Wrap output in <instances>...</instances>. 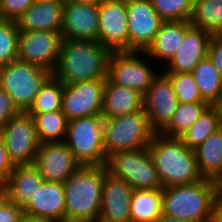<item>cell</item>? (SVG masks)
<instances>
[{
    "instance_id": "obj_1",
    "label": "cell",
    "mask_w": 222,
    "mask_h": 222,
    "mask_svg": "<svg viewBox=\"0 0 222 222\" xmlns=\"http://www.w3.org/2000/svg\"><path fill=\"white\" fill-rule=\"evenodd\" d=\"M110 54L98 41L63 39L53 76L63 84L106 79Z\"/></svg>"
},
{
    "instance_id": "obj_2",
    "label": "cell",
    "mask_w": 222,
    "mask_h": 222,
    "mask_svg": "<svg viewBox=\"0 0 222 222\" xmlns=\"http://www.w3.org/2000/svg\"><path fill=\"white\" fill-rule=\"evenodd\" d=\"M163 188L191 184L204 179L199 172L195 151L179 138L157 133L148 146Z\"/></svg>"
},
{
    "instance_id": "obj_3",
    "label": "cell",
    "mask_w": 222,
    "mask_h": 222,
    "mask_svg": "<svg viewBox=\"0 0 222 222\" xmlns=\"http://www.w3.org/2000/svg\"><path fill=\"white\" fill-rule=\"evenodd\" d=\"M104 166H81L63 184L65 222H97L100 215Z\"/></svg>"
},
{
    "instance_id": "obj_4",
    "label": "cell",
    "mask_w": 222,
    "mask_h": 222,
    "mask_svg": "<svg viewBox=\"0 0 222 222\" xmlns=\"http://www.w3.org/2000/svg\"><path fill=\"white\" fill-rule=\"evenodd\" d=\"M217 194V181L207 178L187 185L163 188V214L186 222H211Z\"/></svg>"
},
{
    "instance_id": "obj_5",
    "label": "cell",
    "mask_w": 222,
    "mask_h": 222,
    "mask_svg": "<svg viewBox=\"0 0 222 222\" xmlns=\"http://www.w3.org/2000/svg\"><path fill=\"white\" fill-rule=\"evenodd\" d=\"M156 134L144 108L130 114L104 119L106 157L120 151L146 148Z\"/></svg>"
},
{
    "instance_id": "obj_6",
    "label": "cell",
    "mask_w": 222,
    "mask_h": 222,
    "mask_svg": "<svg viewBox=\"0 0 222 222\" xmlns=\"http://www.w3.org/2000/svg\"><path fill=\"white\" fill-rule=\"evenodd\" d=\"M102 115L75 118L67 123L64 143L82 166H104L107 163Z\"/></svg>"
},
{
    "instance_id": "obj_7",
    "label": "cell",
    "mask_w": 222,
    "mask_h": 222,
    "mask_svg": "<svg viewBox=\"0 0 222 222\" xmlns=\"http://www.w3.org/2000/svg\"><path fill=\"white\" fill-rule=\"evenodd\" d=\"M53 73L40 66L15 60L0 68V87L20 112H26Z\"/></svg>"
},
{
    "instance_id": "obj_8",
    "label": "cell",
    "mask_w": 222,
    "mask_h": 222,
    "mask_svg": "<svg viewBox=\"0 0 222 222\" xmlns=\"http://www.w3.org/2000/svg\"><path fill=\"white\" fill-rule=\"evenodd\" d=\"M106 168L134 190L163 189L148 147L116 152L108 157Z\"/></svg>"
},
{
    "instance_id": "obj_9",
    "label": "cell",
    "mask_w": 222,
    "mask_h": 222,
    "mask_svg": "<svg viewBox=\"0 0 222 222\" xmlns=\"http://www.w3.org/2000/svg\"><path fill=\"white\" fill-rule=\"evenodd\" d=\"M141 56H145L144 51L111 52L108 60L107 79L144 96L152 81L157 77V73Z\"/></svg>"
},
{
    "instance_id": "obj_10",
    "label": "cell",
    "mask_w": 222,
    "mask_h": 222,
    "mask_svg": "<svg viewBox=\"0 0 222 222\" xmlns=\"http://www.w3.org/2000/svg\"><path fill=\"white\" fill-rule=\"evenodd\" d=\"M0 131L8 158L14 166L34 164L40 142L33 116L20 112Z\"/></svg>"
},
{
    "instance_id": "obj_11",
    "label": "cell",
    "mask_w": 222,
    "mask_h": 222,
    "mask_svg": "<svg viewBox=\"0 0 222 222\" xmlns=\"http://www.w3.org/2000/svg\"><path fill=\"white\" fill-rule=\"evenodd\" d=\"M61 32L19 31L17 60L54 71L62 43Z\"/></svg>"
},
{
    "instance_id": "obj_12",
    "label": "cell",
    "mask_w": 222,
    "mask_h": 222,
    "mask_svg": "<svg viewBox=\"0 0 222 222\" xmlns=\"http://www.w3.org/2000/svg\"><path fill=\"white\" fill-rule=\"evenodd\" d=\"M97 41L111 52L129 51L126 0H103L98 4Z\"/></svg>"
},
{
    "instance_id": "obj_13",
    "label": "cell",
    "mask_w": 222,
    "mask_h": 222,
    "mask_svg": "<svg viewBox=\"0 0 222 222\" xmlns=\"http://www.w3.org/2000/svg\"><path fill=\"white\" fill-rule=\"evenodd\" d=\"M105 79L63 84L62 112L67 120L102 114Z\"/></svg>"
},
{
    "instance_id": "obj_14",
    "label": "cell",
    "mask_w": 222,
    "mask_h": 222,
    "mask_svg": "<svg viewBox=\"0 0 222 222\" xmlns=\"http://www.w3.org/2000/svg\"><path fill=\"white\" fill-rule=\"evenodd\" d=\"M129 51H145L163 22L150 0H126Z\"/></svg>"
},
{
    "instance_id": "obj_15",
    "label": "cell",
    "mask_w": 222,
    "mask_h": 222,
    "mask_svg": "<svg viewBox=\"0 0 222 222\" xmlns=\"http://www.w3.org/2000/svg\"><path fill=\"white\" fill-rule=\"evenodd\" d=\"M178 105L170 79L164 73H158L143 96V108L156 133H160L169 124Z\"/></svg>"
},
{
    "instance_id": "obj_16",
    "label": "cell",
    "mask_w": 222,
    "mask_h": 222,
    "mask_svg": "<svg viewBox=\"0 0 222 222\" xmlns=\"http://www.w3.org/2000/svg\"><path fill=\"white\" fill-rule=\"evenodd\" d=\"M34 165L44 181L62 184L82 166L64 142L40 144Z\"/></svg>"
},
{
    "instance_id": "obj_17",
    "label": "cell",
    "mask_w": 222,
    "mask_h": 222,
    "mask_svg": "<svg viewBox=\"0 0 222 222\" xmlns=\"http://www.w3.org/2000/svg\"><path fill=\"white\" fill-rule=\"evenodd\" d=\"M98 27V4L64 1L61 29L63 39L97 41Z\"/></svg>"
},
{
    "instance_id": "obj_18",
    "label": "cell",
    "mask_w": 222,
    "mask_h": 222,
    "mask_svg": "<svg viewBox=\"0 0 222 222\" xmlns=\"http://www.w3.org/2000/svg\"><path fill=\"white\" fill-rule=\"evenodd\" d=\"M133 188L123 179L108 172L102 185L99 222H131L130 204Z\"/></svg>"
},
{
    "instance_id": "obj_19",
    "label": "cell",
    "mask_w": 222,
    "mask_h": 222,
    "mask_svg": "<svg viewBox=\"0 0 222 222\" xmlns=\"http://www.w3.org/2000/svg\"><path fill=\"white\" fill-rule=\"evenodd\" d=\"M23 211L24 216L40 221L65 222L64 184L43 181Z\"/></svg>"
},
{
    "instance_id": "obj_20",
    "label": "cell",
    "mask_w": 222,
    "mask_h": 222,
    "mask_svg": "<svg viewBox=\"0 0 222 222\" xmlns=\"http://www.w3.org/2000/svg\"><path fill=\"white\" fill-rule=\"evenodd\" d=\"M212 33L191 26L185 34L181 46L169 61L165 72L191 73L195 66L208 55Z\"/></svg>"
},
{
    "instance_id": "obj_21",
    "label": "cell",
    "mask_w": 222,
    "mask_h": 222,
    "mask_svg": "<svg viewBox=\"0 0 222 222\" xmlns=\"http://www.w3.org/2000/svg\"><path fill=\"white\" fill-rule=\"evenodd\" d=\"M44 179L34 164L15 165L9 178L0 186L6 198L22 209L32 200Z\"/></svg>"
},
{
    "instance_id": "obj_22",
    "label": "cell",
    "mask_w": 222,
    "mask_h": 222,
    "mask_svg": "<svg viewBox=\"0 0 222 222\" xmlns=\"http://www.w3.org/2000/svg\"><path fill=\"white\" fill-rule=\"evenodd\" d=\"M64 1L34 2L17 20L19 31L61 32Z\"/></svg>"
},
{
    "instance_id": "obj_23",
    "label": "cell",
    "mask_w": 222,
    "mask_h": 222,
    "mask_svg": "<svg viewBox=\"0 0 222 222\" xmlns=\"http://www.w3.org/2000/svg\"><path fill=\"white\" fill-rule=\"evenodd\" d=\"M190 21H163L153 42L144 51L145 57L162 60L164 64L175 56L182 44L186 31L191 27ZM166 61V62H165Z\"/></svg>"
},
{
    "instance_id": "obj_24",
    "label": "cell",
    "mask_w": 222,
    "mask_h": 222,
    "mask_svg": "<svg viewBox=\"0 0 222 222\" xmlns=\"http://www.w3.org/2000/svg\"><path fill=\"white\" fill-rule=\"evenodd\" d=\"M143 109V95L105 79L102 101L104 119L119 117Z\"/></svg>"
},
{
    "instance_id": "obj_25",
    "label": "cell",
    "mask_w": 222,
    "mask_h": 222,
    "mask_svg": "<svg viewBox=\"0 0 222 222\" xmlns=\"http://www.w3.org/2000/svg\"><path fill=\"white\" fill-rule=\"evenodd\" d=\"M194 151L202 177L218 181L222 177V128L207 137Z\"/></svg>"
},
{
    "instance_id": "obj_26",
    "label": "cell",
    "mask_w": 222,
    "mask_h": 222,
    "mask_svg": "<svg viewBox=\"0 0 222 222\" xmlns=\"http://www.w3.org/2000/svg\"><path fill=\"white\" fill-rule=\"evenodd\" d=\"M202 99L210 106L222 104V76L207 56L191 72Z\"/></svg>"
},
{
    "instance_id": "obj_27",
    "label": "cell",
    "mask_w": 222,
    "mask_h": 222,
    "mask_svg": "<svg viewBox=\"0 0 222 222\" xmlns=\"http://www.w3.org/2000/svg\"><path fill=\"white\" fill-rule=\"evenodd\" d=\"M163 189L133 190L131 222H154L162 213Z\"/></svg>"
},
{
    "instance_id": "obj_28",
    "label": "cell",
    "mask_w": 222,
    "mask_h": 222,
    "mask_svg": "<svg viewBox=\"0 0 222 222\" xmlns=\"http://www.w3.org/2000/svg\"><path fill=\"white\" fill-rule=\"evenodd\" d=\"M222 128V109L220 106H209L198 120L187 129L179 139L189 149H196L211 134Z\"/></svg>"
},
{
    "instance_id": "obj_29",
    "label": "cell",
    "mask_w": 222,
    "mask_h": 222,
    "mask_svg": "<svg viewBox=\"0 0 222 222\" xmlns=\"http://www.w3.org/2000/svg\"><path fill=\"white\" fill-rule=\"evenodd\" d=\"M29 115L33 116L35 120L40 144L64 142L68 120L62 110Z\"/></svg>"
},
{
    "instance_id": "obj_30",
    "label": "cell",
    "mask_w": 222,
    "mask_h": 222,
    "mask_svg": "<svg viewBox=\"0 0 222 222\" xmlns=\"http://www.w3.org/2000/svg\"><path fill=\"white\" fill-rule=\"evenodd\" d=\"M190 24L210 33H222V0H195Z\"/></svg>"
},
{
    "instance_id": "obj_31",
    "label": "cell",
    "mask_w": 222,
    "mask_h": 222,
    "mask_svg": "<svg viewBox=\"0 0 222 222\" xmlns=\"http://www.w3.org/2000/svg\"><path fill=\"white\" fill-rule=\"evenodd\" d=\"M209 106L207 102L179 103L172 120L160 134L170 138H179Z\"/></svg>"
},
{
    "instance_id": "obj_32",
    "label": "cell",
    "mask_w": 222,
    "mask_h": 222,
    "mask_svg": "<svg viewBox=\"0 0 222 222\" xmlns=\"http://www.w3.org/2000/svg\"><path fill=\"white\" fill-rule=\"evenodd\" d=\"M63 83L55 76H51L34 98L28 114H42L62 110Z\"/></svg>"
},
{
    "instance_id": "obj_33",
    "label": "cell",
    "mask_w": 222,
    "mask_h": 222,
    "mask_svg": "<svg viewBox=\"0 0 222 222\" xmlns=\"http://www.w3.org/2000/svg\"><path fill=\"white\" fill-rule=\"evenodd\" d=\"M18 35L16 21L0 19V68L17 60Z\"/></svg>"
},
{
    "instance_id": "obj_34",
    "label": "cell",
    "mask_w": 222,
    "mask_h": 222,
    "mask_svg": "<svg viewBox=\"0 0 222 222\" xmlns=\"http://www.w3.org/2000/svg\"><path fill=\"white\" fill-rule=\"evenodd\" d=\"M163 21H190L195 0H150Z\"/></svg>"
},
{
    "instance_id": "obj_35",
    "label": "cell",
    "mask_w": 222,
    "mask_h": 222,
    "mask_svg": "<svg viewBox=\"0 0 222 222\" xmlns=\"http://www.w3.org/2000/svg\"><path fill=\"white\" fill-rule=\"evenodd\" d=\"M171 81L179 103L205 102L198 90L192 73L163 72Z\"/></svg>"
},
{
    "instance_id": "obj_36",
    "label": "cell",
    "mask_w": 222,
    "mask_h": 222,
    "mask_svg": "<svg viewBox=\"0 0 222 222\" xmlns=\"http://www.w3.org/2000/svg\"><path fill=\"white\" fill-rule=\"evenodd\" d=\"M34 2V0H1L0 19L16 21Z\"/></svg>"
},
{
    "instance_id": "obj_37",
    "label": "cell",
    "mask_w": 222,
    "mask_h": 222,
    "mask_svg": "<svg viewBox=\"0 0 222 222\" xmlns=\"http://www.w3.org/2000/svg\"><path fill=\"white\" fill-rule=\"evenodd\" d=\"M23 217V209L10 202L0 191V222H20Z\"/></svg>"
},
{
    "instance_id": "obj_38",
    "label": "cell",
    "mask_w": 222,
    "mask_h": 222,
    "mask_svg": "<svg viewBox=\"0 0 222 222\" xmlns=\"http://www.w3.org/2000/svg\"><path fill=\"white\" fill-rule=\"evenodd\" d=\"M19 113L20 111L14 105L11 96L0 87V130Z\"/></svg>"
},
{
    "instance_id": "obj_39",
    "label": "cell",
    "mask_w": 222,
    "mask_h": 222,
    "mask_svg": "<svg viewBox=\"0 0 222 222\" xmlns=\"http://www.w3.org/2000/svg\"><path fill=\"white\" fill-rule=\"evenodd\" d=\"M207 56L222 76V33H212Z\"/></svg>"
},
{
    "instance_id": "obj_40",
    "label": "cell",
    "mask_w": 222,
    "mask_h": 222,
    "mask_svg": "<svg viewBox=\"0 0 222 222\" xmlns=\"http://www.w3.org/2000/svg\"><path fill=\"white\" fill-rule=\"evenodd\" d=\"M13 169L14 165L8 158L0 131V186L9 178Z\"/></svg>"
},
{
    "instance_id": "obj_41",
    "label": "cell",
    "mask_w": 222,
    "mask_h": 222,
    "mask_svg": "<svg viewBox=\"0 0 222 222\" xmlns=\"http://www.w3.org/2000/svg\"><path fill=\"white\" fill-rule=\"evenodd\" d=\"M211 222H222V197L219 194L213 204Z\"/></svg>"
},
{
    "instance_id": "obj_42",
    "label": "cell",
    "mask_w": 222,
    "mask_h": 222,
    "mask_svg": "<svg viewBox=\"0 0 222 222\" xmlns=\"http://www.w3.org/2000/svg\"><path fill=\"white\" fill-rule=\"evenodd\" d=\"M154 222H186V221L162 213Z\"/></svg>"
},
{
    "instance_id": "obj_43",
    "label": "cell",
    "mask_w": 222,
    "mask_h": 222,
    "mask_svg": "<svg viewBox=\"0 0 222 222\" xmlns=\"http://www.w3.org/2000/svg\"><path fill=\"white\" fill-rule=\"evenodd\" d=\"M76 3L99 4L103 0H68Z\"/></svg>"
},
{
    "instance_id": "obj_44",
    "label": "cell",
    "mask_w": 222,
    "mask_h": 222,
    "mask_svg": "<svg viewBox=\"0 0 222 222\" xmlns=\"http://www.w3.org/2000/svg\"><path fill=\"white\" fill-rule=\"evenodd\" d=\"M20 222H44V221H40L34 218H29V217L24 216Z\"/></svg>"
},
{
    "instance_id": "obj_45",
    "label": "cell",
    "mask_w": 222,
    "mask_h": 222,
    "mask_svg": "<svg viewBox=\"0 0 222 222\" xmlns=\"http://www.w3.org/2000/svg\"><path fill=\"white\" fill-rule=\"evenodd\" d=\"M218 183V194L222 197V177L217 181Z\"/></svg>"
},
{
    "instance_id": "obj_46",
    "label": "cell",
    "mask_w": 222,
    "mask_h": 222,
    "mask_svg": "<svg viewBox=\"0 0 222 222\" xmlns=\"http://www.w3.org/2000/svg\"><path fill=\"white\" fill-rule=\"evenodd\" d=\"M34 1L35 2L50 3V2L65 1V0H34Z\"/></svg>"
}]
</instances>
